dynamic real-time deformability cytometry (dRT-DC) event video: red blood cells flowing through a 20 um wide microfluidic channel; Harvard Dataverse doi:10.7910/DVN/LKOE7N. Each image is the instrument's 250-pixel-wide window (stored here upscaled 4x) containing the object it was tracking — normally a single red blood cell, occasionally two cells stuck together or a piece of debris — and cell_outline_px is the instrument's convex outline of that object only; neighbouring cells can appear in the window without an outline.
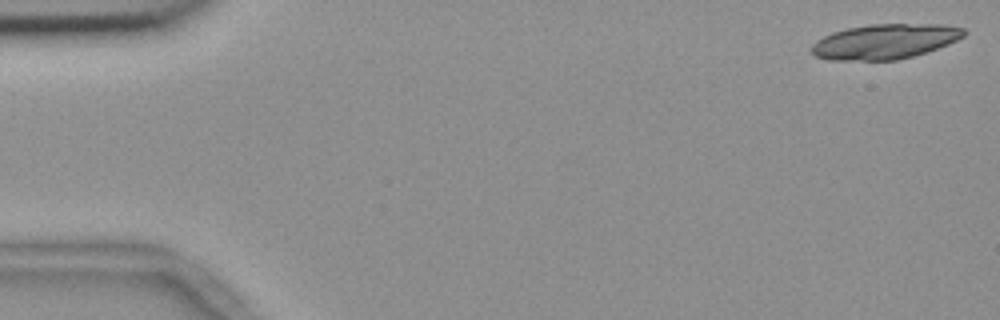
{"species": "common noctule bat (a hibernating species)", "species_latin": "Nyctalus noctula", "temperature_condition": "room temperature", "stored_images_in_passage": 19, "camera_frame_rate_fps": 3000, "um_per_image_px": 0.085, "animal": {"sex": "female", "body_mass_g": 18.4}, "frame": {"image": 1, "passage_image": 1, "time_ms": 0.0, "image_size_px": [1000, 320], "cell_outline_px": [[968, 32], [964, 36], [948, 44], [912, 56], [896, 60], [828, 60], [816, 56], [808, 48], [816, 40], [832, 32], [848, 28], [868, 24], [944, 24], [964, 28]], "centroid_in_image_um": [75.19, 3.52], "position_along_channel_um": 9.8, "area_um2": 31.1}}